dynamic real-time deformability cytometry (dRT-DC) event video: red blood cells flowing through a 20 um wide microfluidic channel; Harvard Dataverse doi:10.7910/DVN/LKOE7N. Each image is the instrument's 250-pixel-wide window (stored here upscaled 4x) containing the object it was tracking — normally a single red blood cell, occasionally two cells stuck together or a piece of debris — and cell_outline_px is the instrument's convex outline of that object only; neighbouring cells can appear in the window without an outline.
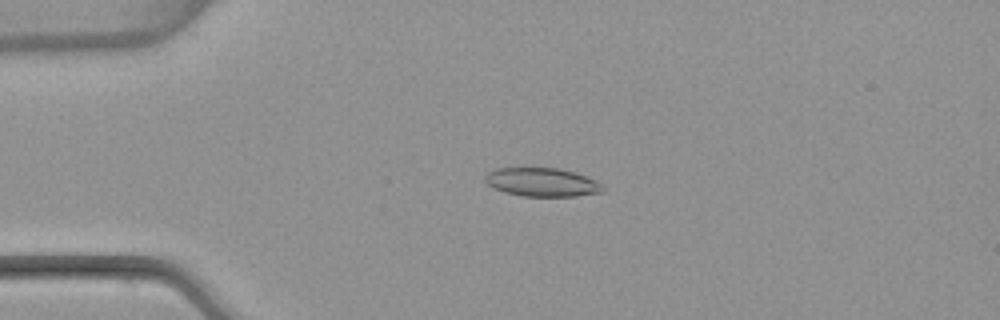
{"species": "common noctule bat (a hibernating species)", "species_latin": "Nyctalus noctula", "temperature_condition": "warm", "stored_images_in_passage": 4, "camera_frame_rate_fps": 3000, "um_per_image_px": 0.085, "animal": {"sex": "female", "body_mass_g": 22.7, "forearm_length_mm": 54.2}, "frame": {"image": 1, "passage_image": 4, "time_ms": 3.667, "image_size_px": [1000, 320], "cell_outline_px": [[604, 192], [576, 196], [524, 196], [504, 192], [492, 188], [484, 180], [484, 176], [488, 172], [496, 168], [560, 168], [576, 172], [596, 180], [604, 188]], "centroid_in_image_um": [46.07, 15.48], "position_along_channel_um": 38.9, "area_um2": 19.77}}